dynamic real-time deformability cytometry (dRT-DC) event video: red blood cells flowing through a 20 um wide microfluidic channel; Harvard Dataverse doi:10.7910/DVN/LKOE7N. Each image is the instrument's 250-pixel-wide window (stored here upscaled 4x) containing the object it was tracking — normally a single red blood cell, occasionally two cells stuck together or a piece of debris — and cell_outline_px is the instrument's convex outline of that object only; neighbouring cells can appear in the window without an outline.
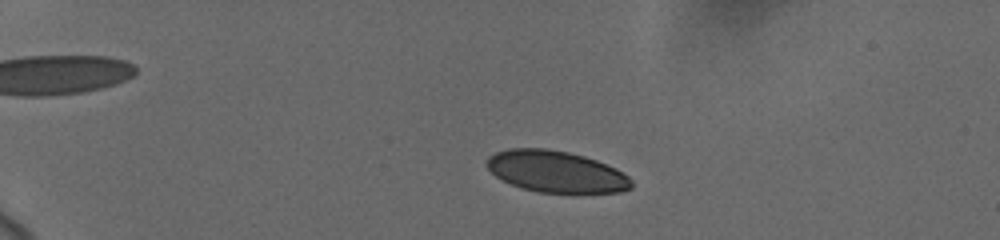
{"species": "human", "species_latin": "Homo sapiens", "temperature_condition": "cold", "stored_images_in_passage": 11, "camera_frame_rate_fps": 3000, "um_per_image_px": 0.085, "donor": {"sex": "female"}, "frame": {"image": 1, "passage_image": 7, "time_ms": 2.667, "image_size_px": [1000, 240], "cell_outline_px": [[632, 188], [620, 192], [576, 196], [540, 192], [520, 188], [496, 176], [488, 168], [488, 156], [496, 152], [508, 148], [544, 148], [568, 152], [584, 156], [596, 160], [616, 168], [628, 176], [632, 180]], "centroid_in_image_um": [47.34, 14.64], "position_along_channel_um": 37.7, "area_um2": 35.89}}
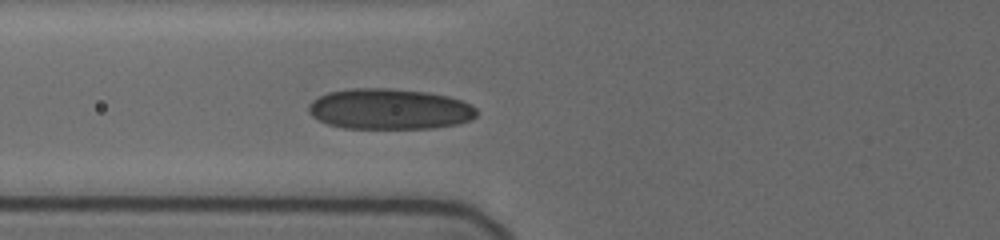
{"frame": {"image": 2, "passage_image": 11, "time_ms": 6.333, "image_size_px": [1000, 240], "cell_outline_px": [[476, 116], [472, 120], [460, 124], [432, 128], [344, 128], [328, 124], [312, 116], [308, 112], [308, 104], [312, 100], [328, 92], [352, 88], [388, 88], [424, 92], [448, 96], [472, 104], [476, 108]], "centroid_in_image_um": [33.12, 9.27], "position_along_channel_um": 92.7, "area_um2": 39.94}}